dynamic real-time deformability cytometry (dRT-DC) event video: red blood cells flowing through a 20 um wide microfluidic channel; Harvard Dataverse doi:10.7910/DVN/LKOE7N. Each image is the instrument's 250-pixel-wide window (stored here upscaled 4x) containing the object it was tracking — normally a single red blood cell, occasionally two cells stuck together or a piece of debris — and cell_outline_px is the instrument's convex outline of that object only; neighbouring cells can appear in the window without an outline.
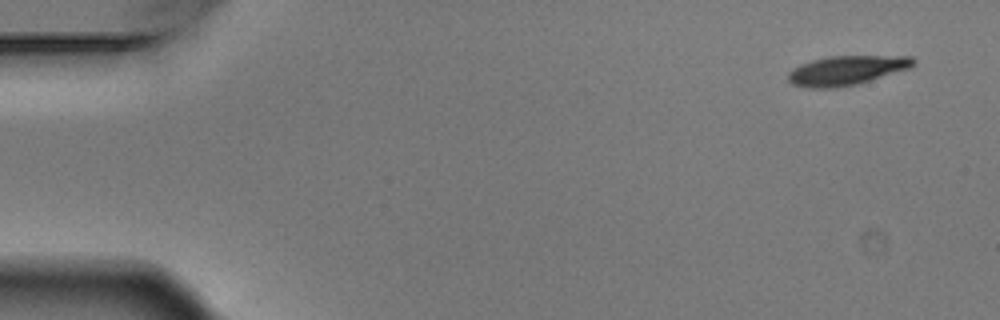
{"species": "Egyptian fruit bat (a non-hibernating species)", "species_latin": "Rousettus aegyptiacus", "temperature_condition": "warm", "stored_images_in_passage": 4, "camera_frame_rate_fps": 3000, "um_per_image_px": 0.085, "animal": {"sex": "male"}, "frame": {"image": 1, "passage_image": 1, "time_ms": 0.0, "image_size_px": [1000, 320], "cell_outline_px": [[916, 60], [908, 68], [856, 84], [836, 88], [808, 88], [792, 84], [788, 80], [788, 72], [792, 68], [800, 64], [812, 60], [828, 56], [912, 56]], "centroid_in_image_um": [71.88, 5.98], "position_along_channel_um": 13.1, "area_um2": 21.21}}
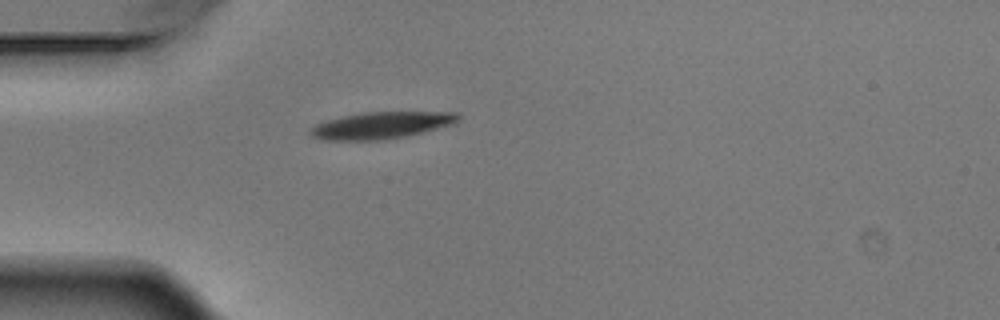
{"frame": {"image": 2, "passage_image": 4, "time_ms": 1.0, "image_size_px": [1000, 320], "cell_outline_px": [[460, 120], [452, 124], [424, 132], [404, 136], [380, 140], [328, 140], [312, 136], [308, 132], [308, 128], [316, 124], [328, 120], [360, 112], [460, 112]], "centroid_in_image_um": [32.42, 10.64], "position_along_channel_um": 52.6, "area_um2": 23.06}}